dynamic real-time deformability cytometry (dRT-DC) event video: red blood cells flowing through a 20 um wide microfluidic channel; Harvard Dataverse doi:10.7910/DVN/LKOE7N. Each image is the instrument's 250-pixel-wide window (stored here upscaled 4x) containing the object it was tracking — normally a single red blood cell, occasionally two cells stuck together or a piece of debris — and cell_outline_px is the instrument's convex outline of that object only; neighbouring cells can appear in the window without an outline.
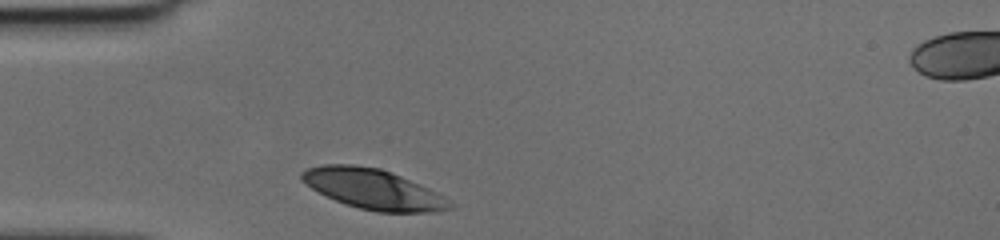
{"species": "human", "species_latin": "Homo sapiens", "temperature_condition": "cold", "stored_images_in_passage": 25, "camera_frame_rate_fps": 3000, "um_per_image_px": 0.085, "donor": {"sex": "female"}, "frame": {"image": 1, "passage_image": 1, "time_ms": 0.0, "image_size_px": [1000, 240], "cell_outline_px": [[456, 208], [436, 212], [376, 212], [360, 208], [336, 200], [312, 188], [300, 180], [300, 172], [308, 168], [320, 164], [352, 164], [380, 168], [400, 176], [428, 188], [436, 192], [456, 204]], "centroid_in_image_um": [31.75, 16.07], "position_along_channel_um": 53.3, "area_um2": 34.51}}
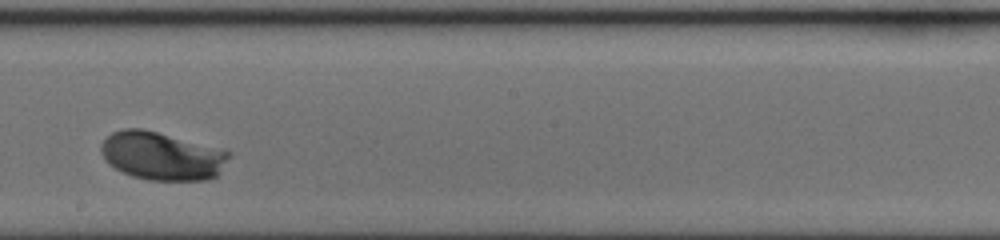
{"frame": {"image": 2, "passage_image": 15, "time_ms": 4.667, "image_size_px": [1000, 240], "cell_outline_px": [[232, 156], [220, 172], [216, 176], [208, 180], [148, 180], [132, 176], [108, 164], [100, 152], [100, 144], [112, 132], [124, 128], [144, 128], [232, 152]], "centroid_in_image_um": [13.76, 13.25], "position_along_channel_um": 234.4, "area_um2": 36.01}}
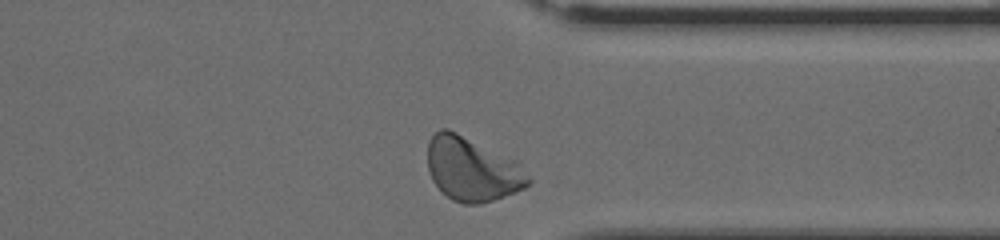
{"frame": {"image": 3, "passage_image": 25, "time_ms": 8.0, "image_size_px": [1000, 240], "cell_outline_px": [[532, 180], [524, 188], [516, 192], [480, 204], [464, 204], [452, 200], [432, 180], [428, 172], [428, 140], [440, 128], [448, 128], [516, 160]], "centroid_in_image_um": [40.13, 14.38], "position_along_channel_um": 371.3, "area_um2": 37.34}}